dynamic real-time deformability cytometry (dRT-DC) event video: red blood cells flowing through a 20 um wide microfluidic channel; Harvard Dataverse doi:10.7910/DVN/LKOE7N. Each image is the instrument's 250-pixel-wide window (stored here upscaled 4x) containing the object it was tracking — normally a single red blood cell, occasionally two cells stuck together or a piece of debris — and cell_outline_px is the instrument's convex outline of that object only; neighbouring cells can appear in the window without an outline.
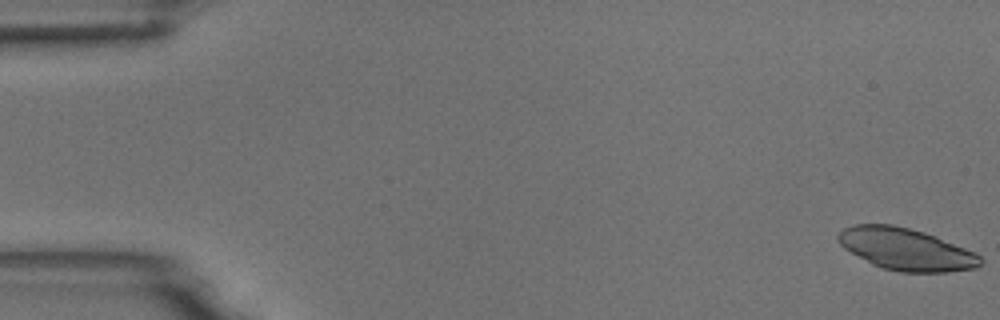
{"species": "common noctule bat (a hibernating species)", "species_latin": "Nyctalus noctula", "temperature_condition": "room temperature", "stored_images_in_passage": 55, "camera_frame_rate_fps": 3000, "um_per_image_px": 0.085, "animal": {"sex": "male", "body_mass_g": 18.8}, "frame": {"image": 1, "passage_image": 1, "time_ms": 0.0, "image_size_px": [1000, 320], "cell_outline_px": [[984, 260], [976, 268], [948, 272], [900, 272], [880, 268], [872, 264], [844, 248], [836, 240], [836, 236], [844, 228], [852, 224], [892, 224], [924, 232], [936, 236], [976, 252]], "centroid_in_image_um": [77.01, 21.18], "position_along_channel_um": 8.0, "area_um2": 34.97}}